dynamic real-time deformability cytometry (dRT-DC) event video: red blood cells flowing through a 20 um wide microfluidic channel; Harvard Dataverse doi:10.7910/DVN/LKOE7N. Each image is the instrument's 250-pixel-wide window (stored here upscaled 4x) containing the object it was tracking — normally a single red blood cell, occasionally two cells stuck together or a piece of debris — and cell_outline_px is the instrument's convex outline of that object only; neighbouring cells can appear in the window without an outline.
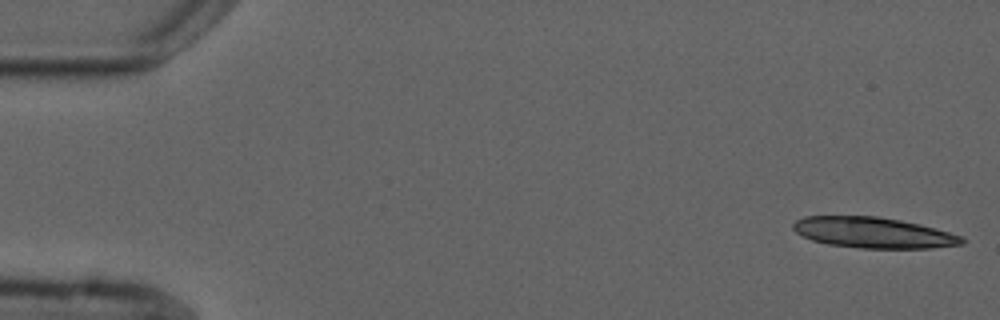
{"species": "common noctule bat (a hibernating species)", "species_latin": "Nyctalus noctula", "temperature_condition": "cold", "stored_images_in_passage": 4, "camera_frame_rate_fps": 3000, "um_per_image_px": 0.085, "animal": {"sex": "male", "forearm_length_mm": 52.5}, "frame": {"image": 1, "passage_image": 1, "time_ms": 0.0, "image_size_px": [1000, 320], "cell_outline_px": [[968, 240], [964, 244], [932, 248], [860, 248], [828, 244], [812, 240], [796, 232], [792, 228], [792, 224], [796, 220], [804, 216], [876, 216], [900, 220], [920, 224], [936, 228], [964, 236]], "centroid_in_image_um": [74.29, 19.77], "position_along_channel_um": 10.7, "area_um2": 30.46}}